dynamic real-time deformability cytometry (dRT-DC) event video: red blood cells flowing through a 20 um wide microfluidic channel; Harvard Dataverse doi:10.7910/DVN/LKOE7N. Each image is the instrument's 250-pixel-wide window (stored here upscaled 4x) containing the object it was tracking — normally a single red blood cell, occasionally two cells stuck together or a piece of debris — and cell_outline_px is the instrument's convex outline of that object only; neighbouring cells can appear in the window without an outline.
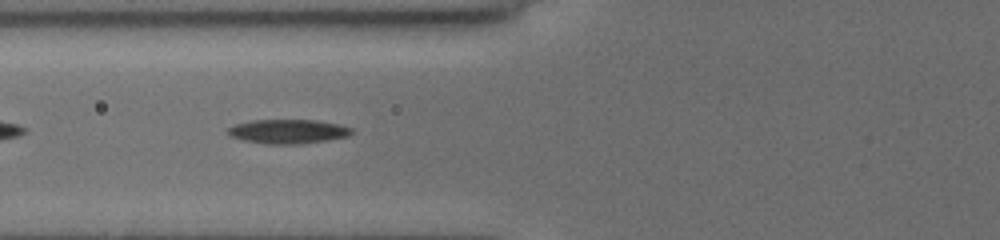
{"species": "common noctule bat (a hibernating species)", "species_latin": "Nyctalus noctula", "temperature_condition": "cold", "stored_images_in_passage": 36, "camera_frame_rate_fps": 3000, "um_per_image_px": 0.085, "animal": {"sex": "female", "body_mass_g": 19.5, "forearm_length_mm": 54.1}, "frame": {"image": 1, "passage_image": 5, "time_ms": 1.333, "image_size_px": [1000, 240], "cell_outline_px": [[352, 132], [348, 136], [328, 140], [300, 144], [264, 144], [244, 140], [228, 136], [228, 128], [236, 124], [252, 120], [316, 120], [340, 124], [352, 128]], "centroid_in_image_um": [24.48, 11.17], "position_along_channel_um": 101.3, "area_um2": 17.51}}
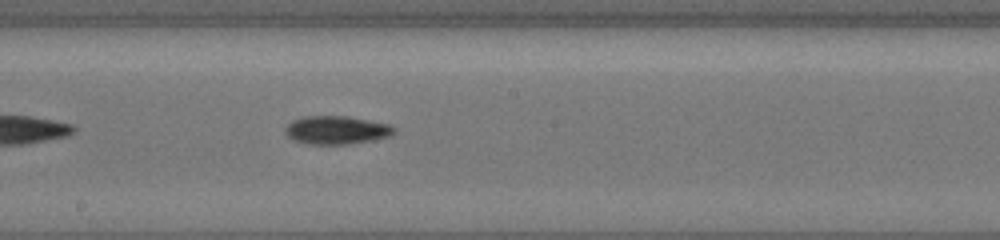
{"frame": {"image": 2, "passage_image": 14, "time_ms": 4.333, "image_size_px": [1000, 240], "cell_outline_px": [[396, 132], [392, 136], [372, 140], [348, 144], [308, 144], [292, 140], [284, 132], [284, 128], [292, 120], [304, 116], [348, 116], [392, 124], [396, 128]], "centroid_in_image_um": [28.63, 11.05], "position_along_channel_um": 219.6, "area_um2": 18.26}}
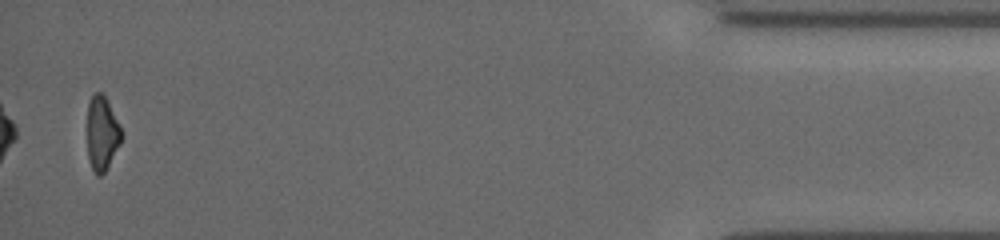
{"frame": {"image": 3, "passage_image": 35, "time_ms": 11.333, "image_size_px": [1000, 240], "cell_outline_px": [[124, 136], [120, 144], [104, 172], [100, 176], [96, 176], [92, 168], [88, 156], [88, 104], [92, 96], [96, 92], [100, 92], [104, 96]], "centroid_in_image_um": [8.67, 11.37], "position_along_channel_um": 426.5, "area_um2": 14.33}, "authors_computed_cell_mechanics": {"area_um2": 16.9932, "velocity_mm_per_s": 3.9335, "shape_relaxation_time_tau1_ms": 3.0055, "shape_relaxation_time_tau2_ms": null, "deformation_change_tau1": 0.1212, "deformation_change_tau2": null}}